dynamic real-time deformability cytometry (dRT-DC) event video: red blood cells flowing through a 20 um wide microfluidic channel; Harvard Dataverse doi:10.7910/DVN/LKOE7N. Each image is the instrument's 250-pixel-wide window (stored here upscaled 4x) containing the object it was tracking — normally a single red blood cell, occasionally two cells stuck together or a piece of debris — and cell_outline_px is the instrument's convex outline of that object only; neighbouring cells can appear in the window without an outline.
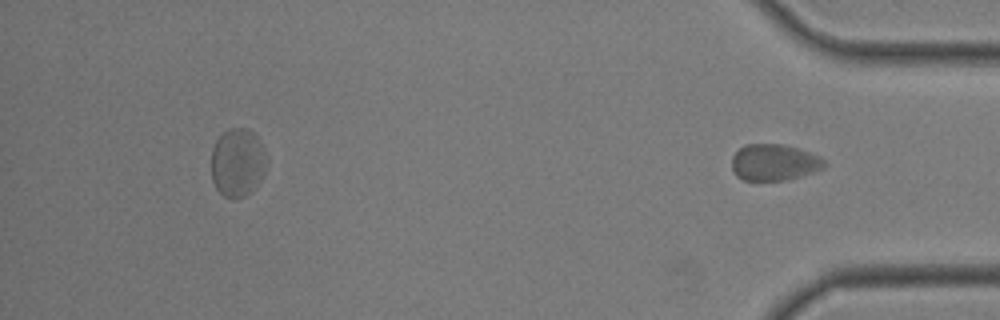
{"species": "common noctule bat (a hibernating species)", "species_latin": "Nyctalus noctula", "temperature_condition": "room temperature", "stored_images_in_passage": 31, "segment_of_instrument_passage": [2, 2], "camera_frame_rate_fps": 3000, "um_per_image_px": 0.085, "animal": {"sex": "male", "body_mass_g": 19.0, "forearm_length_mm": 50.8}, "frame": {"image": 1, "passage_image": 31, "time_ms": 10.0, "image_size_px": [1000, 320], "cell_outline_px": [[828, 164], [824, 168], [788, 180], [744, 180], [736, 176], [732, 168], [732, 156], [744, 144], [780, 144], [796, 148], [820, 156]], "centroid_in_image_um": [65.8, 13.8], "position_along_channel_um": 369.4, "area_um2": 19.59}}